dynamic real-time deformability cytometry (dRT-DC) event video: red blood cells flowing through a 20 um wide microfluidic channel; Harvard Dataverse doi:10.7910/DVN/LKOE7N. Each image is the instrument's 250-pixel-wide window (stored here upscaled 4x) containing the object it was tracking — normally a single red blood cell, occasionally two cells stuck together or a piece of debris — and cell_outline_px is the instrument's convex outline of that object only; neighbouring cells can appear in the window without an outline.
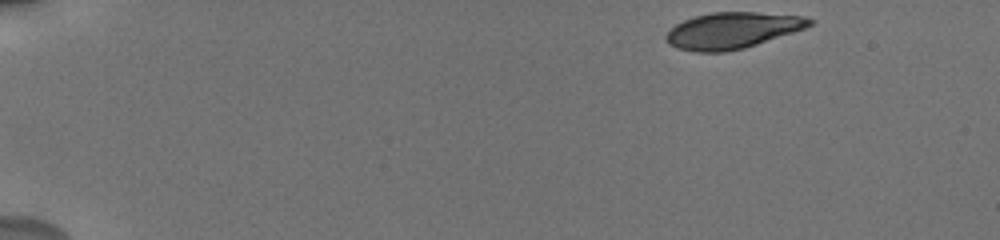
{"species": "human", "species_latin": "Homo sapiens", "temperature_condition": "cold", "stored_images_in_passage": 13, "camera_frame_rate_fps": 3000, "um_per_image_px": 0.085, "donor": {"sex": "male"}, "frame": {"image": 1, "passage_image": 1, "time_ms": 0.0, "image_size_px": [1000, 240], "cell_outline_px": [[816, 20], [812, 24], [804, 28], [744, 48], [724, 52], [696, 52], [676, 48], [668, 44], [664, 36], [676, 24], [684, 20], [696, 16], [712, 12], [756, 12], [804, 16]], "centroid_in_image_um": [62.23, 2.59], "position_along_channel_um": 22.8, "area_um2": 30.11}}
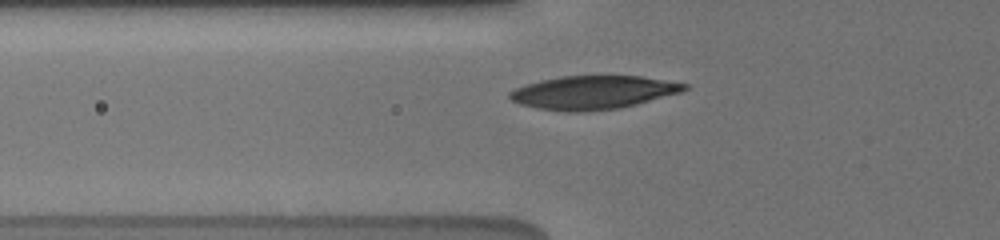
{"frame": {"image": 2, "passage_image": 10, "time_ms": 4.667, "image_size_px": [1000, 240], "cell_outline_px": [[688, 88], [680, 92], [636, 104], [620, 108], [580, 112], [564, 112], [536, 108], [520, 104], [512, 100], [508, 96], [508, 92], [516, 88], [540, 80], [560, 76], [640, 76], [688, 84]], "centroid_in_image_um": [50.37, 7.86], "position_along_channel_um": 75.4, "area_um2": 33.87}}
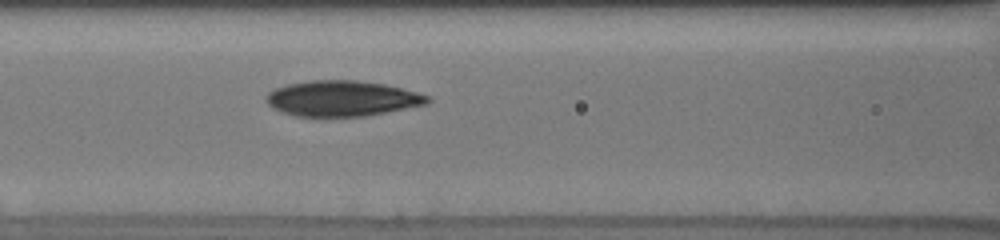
{"frame": {"image": 3, "passage_image": 13, "time_ms": 6.333, "image_size_px": [1000, 240], "cell_outline_px": [[432, 100], [428, 104], [364, 116], [296, 116], [280, 112], [272, 108], [264, 100], [264, 96], [268, 92], [276, 88], [288, 84], [312, 80], [356, 80], [384, 84], [432, 96]], "centroid_in_image_um": [29.06, 8.37], "position_along_channel_um": 137.5, "area_um2": 33.52}}